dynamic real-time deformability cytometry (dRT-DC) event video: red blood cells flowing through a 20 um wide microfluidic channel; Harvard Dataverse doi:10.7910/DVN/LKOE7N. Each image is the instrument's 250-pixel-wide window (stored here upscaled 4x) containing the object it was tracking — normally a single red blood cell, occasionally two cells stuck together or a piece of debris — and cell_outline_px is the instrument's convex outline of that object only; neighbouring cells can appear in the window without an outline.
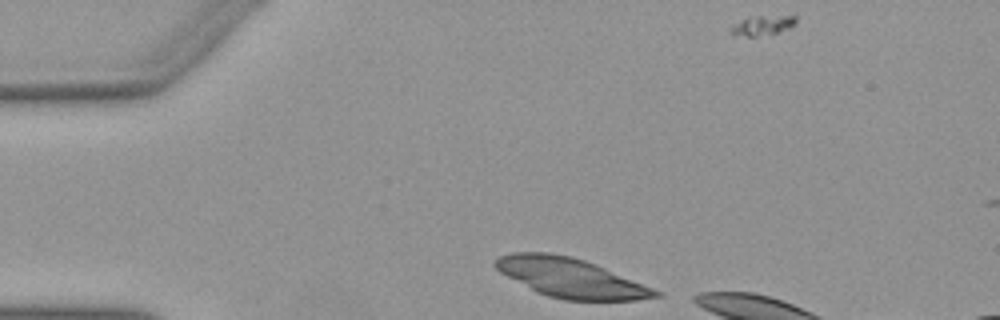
{"species": "Egyptian fruit bat (a non-hibernating species)", "species_latin": "Rousettus aegyptiacus", "temperature_condition": "warm", "stored_images_in_passage": 5, "camera_frame_rate_fps": 3000, "um_per_image_px": 0.085, "animal": {"sex": "female"}, "frame": {"image": 1, "passage_image": 1, "time_ms": 0.0, "image_size_px": [1000, 320], "cell_outline_px": [[664, 296], [636, 300], [564, 300], [548, 296], [536, 292], [500, 272], [492, 264], [500, 256], [512, 252], [548, 252], [572, 256], [584, 260], [664, 292]], "centroid_in_image_um": [48.52, 23.62], "position_along_channel_um": 36.5, "area_um2": 36.59}}